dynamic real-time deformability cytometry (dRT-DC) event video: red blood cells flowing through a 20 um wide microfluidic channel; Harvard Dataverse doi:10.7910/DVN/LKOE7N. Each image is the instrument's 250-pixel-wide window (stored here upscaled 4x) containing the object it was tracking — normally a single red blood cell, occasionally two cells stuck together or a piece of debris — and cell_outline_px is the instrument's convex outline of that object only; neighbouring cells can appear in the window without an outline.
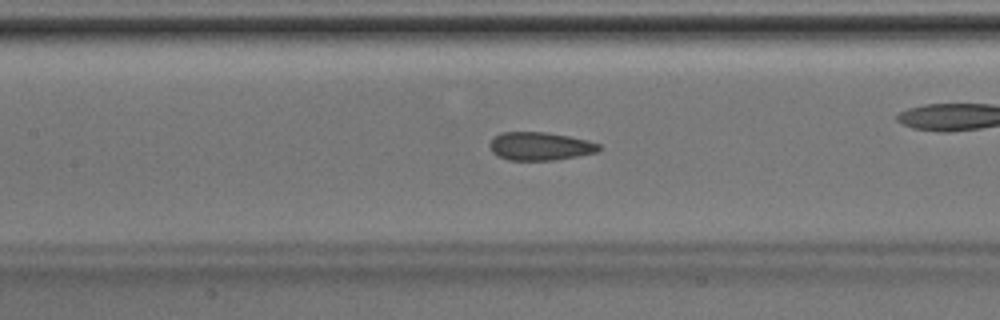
{"species": "Egyptian fruit bat (a non-hibernating species)", "species_latin": "Rousettus aegyptiacus", "temperature_condition": "room temperature", "stored_images_in_passage": 44, "camera_frame_rate_fps": 3000, "um_per_image_px": 0.085, "animal": {"sex": "male"}, "frame": {"image": 1, "passage_image": 19, "time_ms": 6.0, "image_size_px": [1000, 320], "cell_outline_px": [[600, 148], [596, 152], [576, 156], [552, 160], [508, 160], [496, 156], [492, 152], [488, 144], [500, 132], [544, 132], [568, 136], [600, 144]], "centroid_in_image_um": [45.84, 12.43], "position_along_channel_um": 161.6, "area_um2": 17.74}}